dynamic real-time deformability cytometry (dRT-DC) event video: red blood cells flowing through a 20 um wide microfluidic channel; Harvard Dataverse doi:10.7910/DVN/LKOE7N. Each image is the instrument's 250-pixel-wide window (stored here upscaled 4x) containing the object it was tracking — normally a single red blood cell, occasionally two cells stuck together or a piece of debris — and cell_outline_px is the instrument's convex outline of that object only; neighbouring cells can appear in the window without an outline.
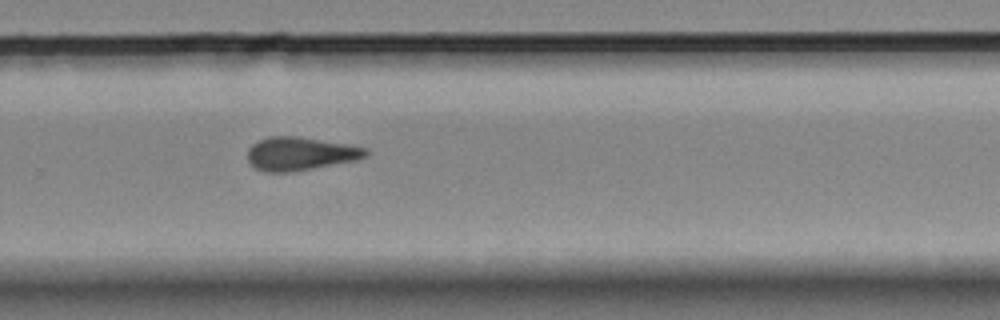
{"species": "Egyptian fruit bat (a non-hibernating species)", "species_latin": "Rousettus aegyptiacus", "temperature_condition": "room temperature", "stored_images_in_passage": 8, "camera_frame_rate_fps": 3000, "um_per_image_px": 0.085, "animal": {"sex": "female"}, "frame": {"image": 1, "passage_image": 7, "time_ms": 2.0, "image_size_px": [1000, 320], "cell_outline_px": [[368, 156], [356, 160], [312, 168], [288, 172], [264, 172], [256, 168], [248, 160], [248, 148], [252, 144], [268, 136], [300, 136], [352, 144], [368, 148]], "centroid_in_image_um": [25.56, 13.04], "position_along_channel_um": 304.2, "area_um2": 23.12}}